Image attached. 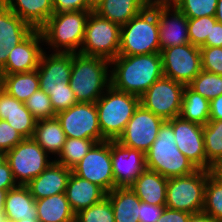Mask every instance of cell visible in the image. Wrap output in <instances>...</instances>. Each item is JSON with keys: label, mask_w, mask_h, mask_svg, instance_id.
<instances>
[{"label": "cell", "mask_w": 222, "mask_h": 222, "mask_svg": "<svg viewBox=\"0 0 222 222\" xmlns=\"http://www.w3.org/2000/svg\"><path fill=\"white\" fill-rule=\"evenodd\" d=\"M120 26L91 11L85 26V36L79 53L112 61L118 56Z\"/></svg>", "instance_id": "7"}, {"label": "cell", "mask_w": 222, "mask_h": 222, "mask_svg": "<svg viewBox=\"0 0 222 222\" xmlns=\"http://www.w3.org/2000/svg\"><path fill=\"white\" fill-rule=\"evenodd\" d=\"M215 16L188 18L189 41L192 45L201 47L207 37H210L211 23H216Z\"/></svg>", "instance_id": "40"}, {"label": "cell", "mask_w": 222, "mask_h": 222, "mask_svg": "<svg viewBox=\"0 0 222 222\" xmlns=\"http://www.w3.org/2000/svg\"><path fill=\"white\" fill-rule=\"evenodd\" d=\"M161 56L164 76L185 86L202 70L200 47L191 43L163 49Z\"/></svg>", "instance_id": "12"}, {"label": "cell", "mask_w": 222, "mask_h": 222, "mask_svg": "<svg viewBox=\"0 0 222 222\" xmlns=\"http://www.w3.org/2000/svg\"><path fill=\"white\" fill-rule=\"evenodd\" d=\"M168 178L145 169L130 186L138 198L152 205H166Z\"/></svg>", "instance_id": "25"}, {"label": "cell", "mask_w": 222, "mask_h": 222, "mask_svg": "<svg viewBox=\"0 0 222 222\" xmlns=\"http://www.w3.org/2000/svg\"><path fill=\"white\" fill-rule=\"evenodd\" d=\"M188 222H221V221L212 218L204 211H200L197 213H192Z\"/></svg>", "instance_id": "50"}, {"label": "cell", "mask_w": 222, "mask_h": 222, "mask_svg": "<svg viewBox=\"0 0 222 222\" xmlns=\"http://www.w3.org/2000/svg\"><path fill=\"white\" fill-rule=\"evenodd\" d=\"M72 172L80 178L98 185L106 193L113 190L111 140L96 143L72 168Z\"/></svg>", "instance_id": "11"}, {"label": "cell", "mask_w": 222, "mask_h": 222, "mask_svg": "<svg viewBox=\"0 0 222 222\" xmlns=\"http://www.w3.org/2000/svg\"><path fill=\"white\" fill-rule=\"evenodd\" d=\"M78 222H115L114 212L110 200L105 197L96 203L75 214Z\"/></svg>", "instance_id": "37"}, {"label": "cell", "mask_w": 222, "mask_h": 222, "mask_svg": "<svg viewBox=\"0 0 222 222\" xmlns=\"http://www.w3.org/2000/svg\"><path fill=\"white\" fill-rule=\"evenodd\" d=\"M103 0H86V11H95Z\"/></svg>", "instance_id": "53"}, {"label": "cell", "mask_w": 222, "mask_h": 222, "mask_svg": "<svg viewBox=\"0 0 222 222\" xmlns=\"http://www.w3.org/2000/svg\"><path fill=\"white\" fill-rule=\"evenodd\" d=\"M7 190H0V220L4 217V206Z\"/></svg>", "instance_id": "54"}, {"label": "cell", "mask_w": 222, "mask_h": 222, "mask_svg": "<svg viewBox=\"0 0 222 222\" xmlns=\"http://www.w3.org/2000/svg\"><path fill=\"white\" fill-rule=\"evenodd\" d=\"M32 138L48 154L55 155L54 159L61 153L66 141V135L57 117L38 120Z\"/></svg>", "instance_id": "28"}, {"label": "cell", "mask_w": 222, "mask_h": 222, "mask_svg": "<svg viewBox=\"0 0 222 222\" xmlns=\"http://www.w3.org/2000/svg\"><path fill=\"white\" fill-rule=\"evenodd\" d=\"M34 29L0 2V71L5 67L8 53Z\"/></svg>", "instance_id": "20"}, {"label": "cell", "mask_w": 222, "mask_h": 222, "mask_svg": "<svg viewBox=\"0 0 222 222\" xmlns=\"http://www.w3.org/2000/svg\"><path fill=\"white\" fill-rule=\"evenodd\" d=\"M24 137L6 120L0 119V151L8 152L20 143Z\"/></svg>", "instance_id": "43"}, {"label": "cell", "mask_w": 222, "mask_h": 222, "mask_svg": "<svg viewBox=\"0 0 222 222\" xmlns=\"http://www.w3.org/2000/svg\"><path fill=\"white\" fill-rule=\"evenodd\" d=\"M207 178L208 171L202 169L168 178L165 207L191 214L202 211Z\"/></svg>", "instance_id": "8"}, {"label": "cell", "mask_w": 222, "mask_h": 222, "mask_svg": "<svg viewBox=\"0 0 222 222\" xmlns=\"http://www.w3.org/2000/svg\"><path fill=\"white\" fill-rule=\"evenodd\" d=\"M163 122L164 120L161 117L139 104L123 133L116 141L123 146L146 153L156 140L159 128Z\"/></svg>", "instance_id": "14"}, {"label": "cell", "mask_w": 222, "mask_h": 222, "mask_svg": "<svg viewBox=\"0 0 222 222\" xmlns=\"http://www.w3.org/2000/svg\"><path fill=\"white\" fill-rule=\"evenodd\" d=\"M206 170L222 157V120H209L203 126Z\"/></svg>", "instance_id": "33"}, {"label": "cell", "mask_w": 222, "mask_h": 222, "mask_svg": "<svg viewBox=\"0 0 222 222\" xmlns=\"http://www.w3.org/2000/svg\"><path fill=\"white\" fill-rule=\"evenodd\" d=\"M163 76L161 53L118 55L110 61L111 86L138 97Z\"/></svg>", "instance_id": "1"}, {"label": "cell", "mask_w": 222, "mask_h": 222, "mask_svg": "<svg viewBox=\"0 0 222 222\" xmlns=\"http://www.w3.org/2000/svg\"><path fill=\"white\" fill-rule=\"evenodd\" d=\"M144 9L139 0H103L94 12L121 27Z\"/></svg>", "instance_id": "30"}, {"label": "cell", "mask_w": 222, "mask_h": 222, "mask_svg": "<svg viewBox=\"0 0 222 222\" xmlns=\"http://www.w3.org/2000/svg\"><path fill=\"white\" fill-rule=\"evenodd\" d=\"M67 200L75 214L102 201L107 193L98 185L71 172L66 191Z\"/></svg>", "instance_id": "23"}, {"label": "cell", "mask_w": 222, "mask_h": 222, "mask_svg": "<svg viewBox=\"0 0 222 222\" xmlns=\"http://www.w3.org/2000/svg\"><path fill=\"white\" fill-rule=\"evenodd\" d=\"M72 169L53 161L39 176L26 186L35 200L65 193Z\"/></svg>", "instance_id": "21"}, {"label": "cell", "mask_w": 222, "mask_h": 222, "mask_svg": "<svg viewBox=\"0 0 222 222\" xmlns=\"http://www.w3.org/2000/svg\"><path fill=\"white\" fill-rule=\"evenodd\" d=\"M211 174L222 181V157L212 165Z\"/></svg>", "instance_id": "52"}, {"label": "cell", "mask_w": 222, "mask_h": 222, "mask_svg": "<svg viewBox=\"0 0 222 222\" xmlns=\"http://www.w3.org/2000/svg\"><path fill=\"white\" fill-rule=\"evenodd\" d=\"M206 214L222 222V181L208 171L203 209Z\"/></svg>", "instance_id": "35"}, {"label": "cell", "mask_w": 222, "mask_h": 222, "mask_svg": "<svg viewBox=\"0 0 222 222\" xmlns=\"http://www.w3.org/2000/svg\"><path fill=\"white\" fill-rule=\"evenodd\" d=\"M0 119L6 120L24 138L33 137L37 120L24 103L3 89L0 91Z\"/></svg>", "instance_id": "22"}, {"label": "cell", "mask_w": 222, "mask_h": 222, "mask_svg": "<svg viewBox=\"0 0 222 222\" xmlns=\"http://www.w3.org/2000/svg\"><path fill=\"white\" fill-rule=\"evenodd\" d=\"M202 70L222 76V47H200Z\"/></svg>", "instance_id": "42"}, {"label": "cell", "mask_w": 222, "mask_h": 222, "mask_svg": "<svg viewBox=\"0 0 222 222\" xmlns=\"http://www.w3.org/2000/svg\"><path fill=\"white\" fill-rule=\"evenodd\" d=\"M6 162V152L0 151V166Z\"/></svg>", "instance_id": "56"}, {"label": "cell", "mask_w": 222, "mask_h": 222, "mask_svg": "<svg viewBox=\"0 0 222 222\" xmlns=\"http://www.w3.org/2000/svg\"><path fill=\"white\" fill-rule=\"evenodd\" d=\"M106 197L112 204L115 222H139L141 200L130 187H116Z\"/></svg>", "instance_id": "27"}, {"label": "cell", "mask_w": 222, "mask_h": 222, "mask_svg": "<svg viewBox=\"0 0 222 222\" xmlns=\"http://www.w3.org/2000/svg\"><path fill=\"white\" fill-rule=\"evenodd\" d=\"M48 95L56 114L78 103L70 84L66 85L65 88L48 89Z\"/></svg>", "instance_id": "41"}, {"label": "cell", "mask_w": 222, "mask_h": 222, "mask_svg": "<svg viewBox=\"0 0 222 222\" xmlns=\"http://www.w3.org/2000/svg\"><path fill=\"white\" fill-rule=\"evenodd\" d=\"M215 18L217 22L222 24V0H218Z\"/></svg>", "instance_id": "55"}, {"label": "cell", "mask_w": 222, "mask_h": 222, "mask_svg": "<svg viewBox=\"0 0 222 222\" xmlns=\"http://www.w3.org/2000/svg\"><path fill=\"white\" fill-rule=\"evenodd\" d=\"M209 120H222V95L210 100Z\"/></svg>", "instance_id": "49"}, {"label": "cell", "mask_w": 222, "mask_h": 222, "mask_svg": "<svg viewBox=\"0 0 222 222\" xmlns=\"http://www.w3.org/2000/svg\"><path fill=\"white\" fill-rule=\"evenodd\" d=\"M35 205L40 222H72L75 219L65 193L36 200Z\"/></svg>", "instance_id": "29"}, {"label": "cell", "mask_w": 222, "mask_h": 222, "mask_svg": "<svg viewBox=\"0 0 222 222\" xmlns=\"http://www.w3.org/2000/svg\"><path fill=\"white\" fill-rule=\"evenodd\" d=\"M165 205H152L141 201L139 222H156L164 211Z\"/></svg>", "instance_id": "44"}, {"label": "cell", "mask_w": 222, "mask_h": 222, "mask_svg": "<svg viewBox=\"0 0 222 222\" xmlns=\"http://www.w3.org/2000/svg\"><path fill=\"white\" fill-rule=\"evenodd\" d=\"M3 89L2 87V81H1V78H0V91Z\"/></svg>", "instance_id": "60"}, {"label": "cell", "mask_w": 222, "mask_h": 222, "mask_svg": "<svg viewBox=\"0 0 222 222\" xmlns=\"http://www.w3.org/2000/svg\"><path fill=\"white\" fill-rule=\"evenodd\" d=\"M0 222H13L12 220L6 218V217H2Z\"/></svg>", "instance_id": "59"}, {"label": "cell", "mask_w": 222, "mask_h": 222, "mask_svg": "<svg viewBox=\"0 0 222 222\" xmlns=\"http://www.w3.org/2000/svg\"><path fill=\"white\" fill-rule=\"evenodd\" d=\"M167 122L173 127L177 148L197 169L206 170L203 126L181 117L172 118Z\"/></svg>", "instance_id": "16"}, {"label": "cell", "mask_w": 222, "mask_h": 222, "mask_svg": "<svg viewBox=\"0 0 222 222\" xmlns=\"http://www.w3.org/2000/svg\"><path fill=\"white\" fill-rule=\"evenodd\" d=\"M110 61L72 53L69 84L77 102L95 103L111 86Z\"/></svg>", "instance_id": "2"}, {"label": "cell", "mask_w": 222, "mask_h": 222, "mask_svg": "<svg viewBox=\"0 0 222 222\" xmlns=\"http://www.w3.org/2000/svg\"><path fill=\"white\" fill-rule=\"evenodd\" d=\"M72 68V53L47 51L41 54L37 74L40 89L48 94V89L65 88L69 84Z\"/></svg>", "instance_id": "18"}, {"label": "cell", "mask_w": 222, "mask_h": 222, "mask_svg": "<svg viewBox=\"0 0 222 222\" xmlns=\"http://www.w3.org/2000/svg\"><path fill=\"white\" fill-rule=\"evenodd\" d=\"M44 38L41 30L34 29L22 42L8 53L5 67L0 74H14L34 71L38 68L44 51ZM42 46V47H41Z\"/></svg>", "instance_id": "17"}, {"label": "cell", "mask_w": 222, "mask_h": 222, "mask_svg": "<svg viewBox=\"0 0 222 222\" xmlns=\"http://www.w3.org/2000/svg\"><path fill=\"white\" fill-rule=\"evenodd\" d=\"M201 47H222V24L219 22L211 23L210 37Z\"/></svg>", "instance_id": "48"}, {"label": "cell", "mask_w": 222, "mask_h": 222, "mask_svg": "<svg viewBox=\"0 0 222 222\" xmlns=\"http://www.w3.org/2000/svg\"><path fill=\"white\" fill-rule=\"evenodd\" d=\"M139 2L146 9H154L161 6H166V0H139Z\"/></svg>", "instance_id": "51"}, {"label": "cell", "mask_w": 222, "mask_h": 222, "mask_svg": "<svg viewBox=\"0 0 222 222\" xmlns=\"http://www.w3.org/2000/svg\"><path fill=\"white\" fill-rule=\"evenodd\" d=\"M33 29L40 30L54 13L53 0H0Z\"/></svg>", "instance_id": "24"}, {"label": "cell", "mask_w": 222, "mask_h": 222, "mask_svg": "<svg viewBox=\"0 0 222 222\" xmlns=\"http://www.w3.org/2000/svg\"><path fill=\"white\" fill-rule=\"evenodd\" d=\"M18 186L7 161L0 166V190H10Z\"/></svg>", "instance_id": "47"}, {"label": "cell", "mask_w": 222, "mask_h": 222, "mask_svg": "<svg viewBox=\"0 0 222 222\" xmlns=\"http://www.w3.org/2000/svg\"><path fill=\"white\" fill-rule=\"evenodd\" d=\"M114 188L130 187L146 169L145 153L111 140Z\"/></svg>", "instance_id": "15"}, {"label": "cell", "mask_w": 222, "mask_h": 222, "mask_svg": "<svg viewBox=\"0 0 222 222\" xmlns=\"http://www.w3.org/2000/svg\"><path fill=\"white\" fill-rule=\"evenodd\" d=\"M52 160V161H51ZM6 161L18 185H27L53 161L49 154L31 137L24 138L6 153Z\"/></svg>", "instance_id": "9"}, {"label": "cell", "mask_w": 222, "mask_h": 222, "mask_svg": "<svg viewBox=\"0 0 222 222\" xmlns=\"http://www.w3.org/2000/svg\"><path fill=\"white\" fill-rule=\"evenodd\" d=\"M36 200L26 185H18L7 191L4 217L16 222L23 219H37Z\"/></svg>", "instance_id": "26"}, {"label": "cell", "mask_w": 222, "mask_h": 222, "mask_svg": "<svg viewBox=\"0 0 222 222\" xmlns=\"http://www.w3.org/2000/svg\"><path fill=\"white\" fill-rule=\"evenodd\" d=\"M0 78L3 90L22 103L40 89L37 69L23 73L0 74Z\"/></svg>", "instance_id": "31"}, {"label": "cell", "mask_w": 222, "mask_h": 222, "mask_svg": "<svg viewBox=\"0 0 222 222\" xmlns=\"http://www.w3.org/2000/svg\"><path fill=\"white\" fill-rule=\"evenodd\" d=\"M188 86L210 101L222 95V76L201 70Z\"/></svg>", "instance_id": "36"}, {"label": "cell", "mask_w": 222, "mask_h": 222, "mask_svg": "<svg viewBox=\"0 0 222 222\" xmlns=\"http://www.w3.org/2000/svg\"><path fill=\"white\" fill-rule=\"evenodd\" d=\"M24 105L37 121L56 117L49 95L41 89L34 92Z\"/></svg>", "instance_id": "38"}, {"label": "cell", "mask_w": 222, "mask_h": 222, "mask_svg": "<svg viewBox=\"0 0 222 222\" xmlns=\"http://www.w3.org/2000/svg\"><path fill=\"white\" fill-rule=\"evenodd\" d=\"M96 143L91 139L66 138L61 153L54 161L72 169Z\"/></svg>", "instance_id": "34"}, {"label": "cell", "mask_w": 222, "mask_h": 222, "mask_svg": "<svg viewBox=\"0 0 222 222\" xmlns=\"http://www.w3.org/2000/svg\"><path fill=\"white\" fill-rule=\"evenodd\" d=\"M185 85L163 76L140 96V104L164 121L179 117Z\"/></svg>", "instance_id": "10"}, {"label": "cell", "mask_w": 222, "mask_h": 222, "mask_svg": "<svg viewBox=\"0 0 222 222\" xmlns=\"http://www.w3.org/2000/svg\"><path fill=\"white\" fill-rule=\"evenodd\" d=\"M145 157L146 168L166 178L186 176L198 170L177 148L173 127L167 121L160 126L157 138Z\"/></svg>", "instance_id": "3"}, {"label": "cell", "mask_w": 222, "mask_h": 222, "mask_svg": "<svg viewBox=\"0 0 222 222\" xmlns=\"http://www.w3.org/2000/svg\"><path fill=\"white\" fill-rule=\"evenodd\" d=\"M218 0H180L175 6L187 18L215 16Z\"/></svg>", "instance_id": "39"}, {"label": "cell", "mask_w": 222, "mask_h": 222, "mask_svg": "<svg viewBox=\"0 0 222 222\" xmlns=\"http://www.w3.org/2000/svg\"><path fill=\"white\" fill-rule=\"evenodd\" d=\"M180 0H166V6H175Z\"/></svg>", "instance_id": "57"}, {"label": "cell", "mask_w": 222, "mask_h": 222, "mask_svg": "<svg viewBox=\"0 0 222 222\" xmlns=\"http://www.w3.org/2000/svg\"><path fill=\"white\" fill-rule=\"evenodd\" d=\"M190 216L191 213L189 212L165 207L162 215L156 222H188Z\"/></svg>", "instance_id": "46"}, {"label": "cell", "mask_w": 222, "mask_h": 222, "mask_svg": "<svg viewBox=\"0 0 222 222\" xmlns=\"http://www.w3.org/2000/svg\"><path fill=\"white\" fill-rule=\"evenodd\" d=\"M161 53L156 8L144 9L120 28L118 55Z\"/></svg>", "instance_id": "6"}, {"label": "cell", "mask_w": 222, "mask_h": 222, "mask_svg": "<svg viewBox=\"0 0 222 222\" xmlns=\"http://www.w3.org/2000/svg\"><path fill=\"white\" fill-rule=\"evenodd\" d=\"M91 11L53 13L40 29L44 45L51 52L79 53L85 36L86 21Z\"/></svg>", "instance_id": "4"}, {"label": "cell", "mask_w": 222, "mask_h": 222, "mask_svg": "<svg viewBox=\"0 0 222 222\" xmlns=\"http://www.w3.org/2000/svg\"><path fill=\"white\" fill-rule=\"evenodd\" d=\"M66 138L91 139L97 143L106 141L99 127L95 103L78 102L56 114Z\"/></svg>", "instance_id": "13"}, {"label": "cell", "mask_w": 222, "mask_h": 222, "mask_svg": "<svg viewBox=\"0 0 222 222\" xmlns=\"http://www.w3.org/2000/svg\"><path fill=\"white\" fill-rule=\"evenodd\" d=\"M16 222H40L38 219H23Z\"/></svg>", "instance_id": "58"}, {"label": "cell", "mask_w": 222, "mask_h": 222, "mask_svg": "<svg viewBox=\"0 0 222 222\" xmlns=\"http://www.w3.org/2000/svg\"><path fill=\"white\" fill-rule=\"evenodd\" d=\"M95 104L102 136L117 140L139 106L140 97L110 86Z\"/></svg>", "instance_id": "5"}, {"label": "cell", "mask_w": 222, "mask_h": 222, "mask_svg": "<svg viewBox=\"0 0 222 222\" xmlns=\"http://www.w3.org/2000/svg\"><path fill=\"white\" fill-rule=\"evenodd\" d=\"M54 13L86 10V0H53Z\"/></svg>", "instance_id": "45"}, {"label": "cell", "mask_w": 222, "mask_h": 222, "mask_svg": "<svg viewBox=\"0 0 222 222\" xmlns=\"http://www.w3.org/2000/svg\"><path fill=\"white\" fill-rule=\"evenodd\" d=\"M210 101L185 86L179 117L204 126L209 121Z\"/></svg>", "instance_id": "32"}, {"label": "cell", "mask_w": 222, "mask_h": 222, "mask_svg": "<svg viewBox=\"0 0 222 222\" xmlns=\"http://www.w3.org/2000/svg\"><path fill=\"white\" fill-rule=\"evenodd\" d=\"M161 51L171 46L190 43L188 18L176 6L156 8Z\"/></svg>", "instance_id": "19"}]
</instances>
